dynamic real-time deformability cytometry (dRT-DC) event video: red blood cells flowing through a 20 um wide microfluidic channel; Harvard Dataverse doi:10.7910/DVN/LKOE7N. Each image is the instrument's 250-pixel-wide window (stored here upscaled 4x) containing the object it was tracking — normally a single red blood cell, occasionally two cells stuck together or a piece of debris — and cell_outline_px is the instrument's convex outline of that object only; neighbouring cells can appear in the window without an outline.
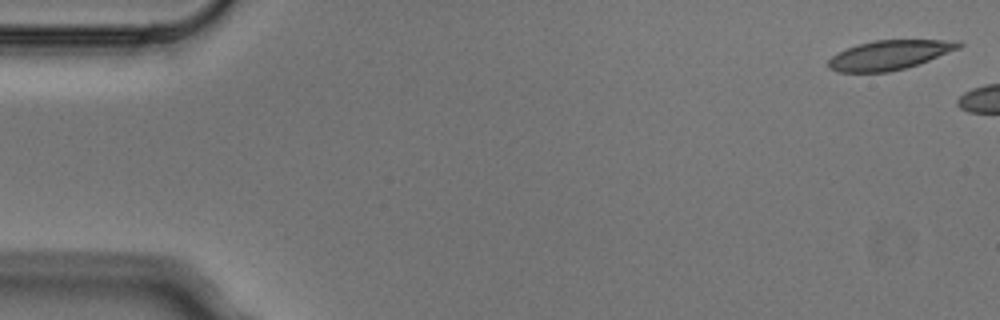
{"species": "Egyptian fruit bat (a non-hibernating species)", "species_latin": "Rousettus aegyptiacus", "temperature_condition": "cold", "stored_images_in_passage": 2, "camera_frame_rate_fps": 3000, "um_per_image_px": 0.085, "animal": {"sex": "male"}, "frame": {"image": 1, "passage_image": 1, "time_ms": 0.0, "image_size_px": [1000, 320], "cell_outline_px": [[964, 44], [960, 48], [928, 60], [904, 68], [888, 72], [840, 72], [828, 68], [828, 60], [832, 56], [856, 44], [876, 40], [960, 40]], "centroid_in_image_um": [75.61, 4.66], "position_along_channel_um": 9.4, "area_um2": 22.14}}